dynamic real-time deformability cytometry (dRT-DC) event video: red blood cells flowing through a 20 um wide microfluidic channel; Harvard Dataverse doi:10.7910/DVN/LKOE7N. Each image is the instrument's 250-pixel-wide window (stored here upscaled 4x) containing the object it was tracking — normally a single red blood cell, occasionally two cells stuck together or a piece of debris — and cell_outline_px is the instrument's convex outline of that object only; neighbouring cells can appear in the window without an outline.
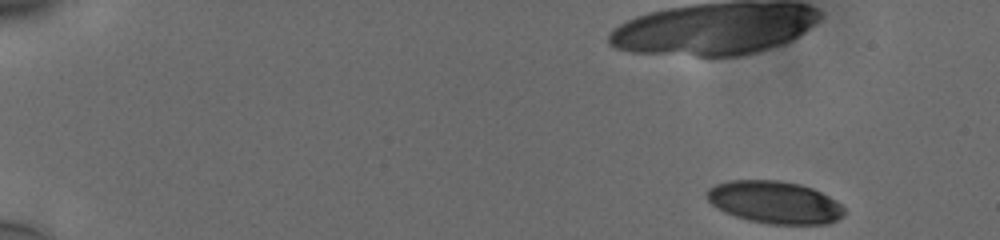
{"species": "human", "species_latin": "Homo sapiens", "temperature_condition": "cold", "stored_images_in_passage": 52, "camera_frame_rate_fps": 3000, "um_per_image_px": 0.085, "donor": {"sex": "male"}, "frame": {"image": 1, "passage_image": 1, "time_ms": 0.0, "image_size_px": [1000, 240], "cell_outline_px": [[844, 216], [828, 224], [768, 224], [748, 220], [724, 212], [712, 204], [708, 200], [704, 192], [708, 188], [716, 184], [728, 180], [780, 180], [800, 184], [812, 188], [836, 200], [844, 208]], "centroid_in_image_um": [65.83, 17.19], "position_along_channel_um": 19.2, "area_um2": 34.1}}
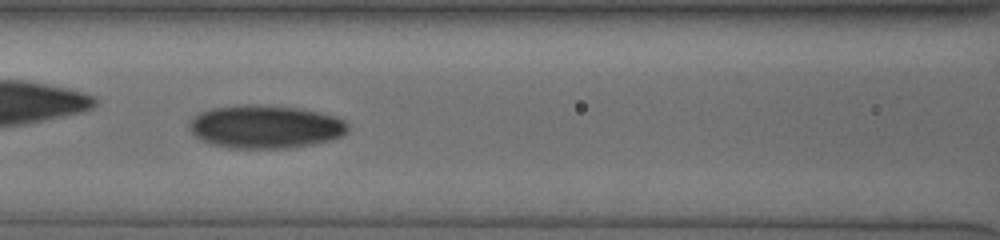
{"frame": {"image": 2, "passage_image": 23, "time_ms": 7.333, "image_size_px": [1000, 240], "cell_outline_px": [[348, 132], [344, 136], [332, 140], [312, 144], [288, 148], [228, 148], [212, 144], [200, 140], [188, 128], [188, 124], [200, 112], [212, 108], [296, 108], [320, 112], [336, 116], [344, 120], [348, 124]], "centroid_in_image_um": [22.62, 10.84], "position_along_channel_um": 144.0, "area_um2": 38.73}}
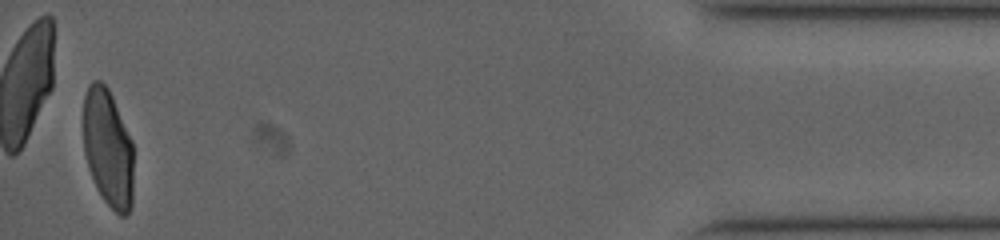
{"frame": {"image": 3, "passage_image": 51, "time_ms": 16.667, "image_size_px": [1000, 240], "cell_outline_px": [[132, 204], [128, 212], [124, 216], [120, 216], [104, 200], [96, 188], [88, 168], [84, 152], [84, 96], [88, 84], [92, 80], [100, 80], [108, 88], [112, 96], [132, 140]], "centroid_in_image_um": [9.17, 12.57], "position_along_channel_um": 426.0, "area_um2": 34.45}, "authors_computed_cell_mechanics": {"area_um2": 36.4718, "velocity_mm_per_s": 3.7666, "shape_relaxation_time_tau1_ms": 8.9165, "shape_relaxation_time_tau2_ms": 1.8379, "deformation_change_tau1": 0.2296, "deformation_change_tau2": 0.0644}}